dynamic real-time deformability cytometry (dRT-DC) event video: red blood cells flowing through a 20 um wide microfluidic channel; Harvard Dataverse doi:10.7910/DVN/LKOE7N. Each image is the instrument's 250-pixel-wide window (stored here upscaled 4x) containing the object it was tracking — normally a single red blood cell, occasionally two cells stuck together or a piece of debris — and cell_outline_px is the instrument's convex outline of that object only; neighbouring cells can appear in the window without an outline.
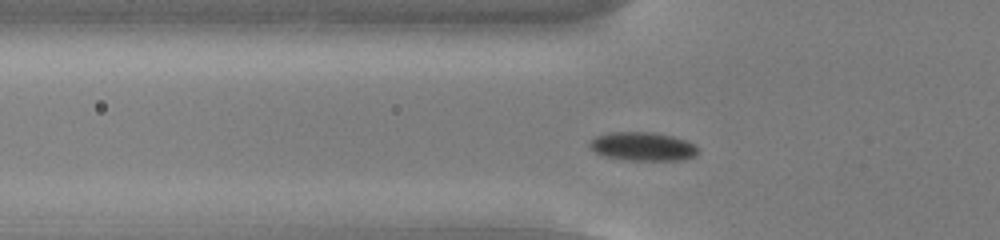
{"species": "common noctule bat (a hibernating species)", "species_latin": "Nyctalus noctula", "temperature_condition": "cold", "stored_images_in_passage": 46, "camera_frame_rate_fps": 3000, "um_per_image_px": 0.085, "animal": {"sex": "male", "body_mass_g": 13.0, "forearm_length_mm": 53.1}, "frame": {"image": 1, "passage_image": 10, "time_ms": 3.0, "image_size_px": [1000, 240], "cell_outline_px": [[700, 152], [696, 156], [680, 160], [624, 160], [604, 156], [596, 152], [588, 144], [588, 140], [596, 136], [608, 132], [652, 132], [672, 136], [696, 144], [700, 148]], "centroid_in_image_um": [54.65, 12.45], "position_along_channel_um": 71.1, "area_um2": 18.32}}
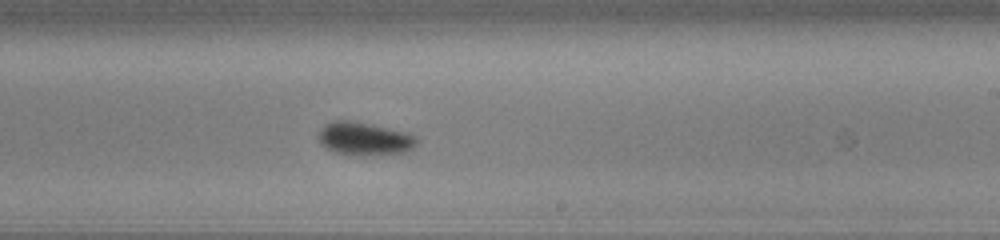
{"frame": {"image": 2, "passage_image": 25, "time_ms": 8.0, "image_size_px": [1000, 240], "cell_outline_px": [[416, 144], [408, 152], [364, 156], [352, 156], [332, 152], [320, 144], [316, 136], [320, 128], [324, 124], [332, 120], [348, 120], [372, 124], [408, 132], [416, 136]], "centroid_in_image_um": [30.92, 11.8], "position_along_channel_um": 258.1, "area_um2": 19.59}}
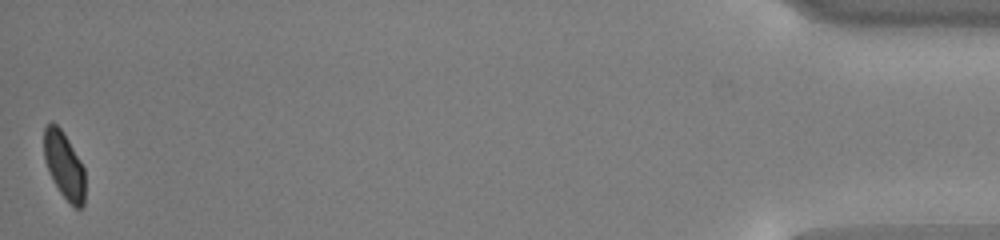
{"frame": {"image": 3, "passage_image": 46, "time_ms": 15.0, "image_size_px": [1000, 240], "cell_outline_px": [[84, 204], [80, 208], [76, 208], [60, 192], [52, 180], [44, 160], [44, 128], [48, 124], [56, 124], [60, 128], [68, 140], [80, 160], [84, 168]], "centroid_in_image_um": [5.44, 14.06], "position_along_channel_um": 429.8, "area_um2": 15.72}, "authors_computed_cell_mechanics": {"area_um2": 17.9758, "velocity_mm_per_s": 3.7559, "shape_relaxation_time_tau1_ms": 2.3381, "shape_relaxation_time_tau2_ms": null, "deformation_change_tau1": 0.095, "deformation_change_tau2": null}}